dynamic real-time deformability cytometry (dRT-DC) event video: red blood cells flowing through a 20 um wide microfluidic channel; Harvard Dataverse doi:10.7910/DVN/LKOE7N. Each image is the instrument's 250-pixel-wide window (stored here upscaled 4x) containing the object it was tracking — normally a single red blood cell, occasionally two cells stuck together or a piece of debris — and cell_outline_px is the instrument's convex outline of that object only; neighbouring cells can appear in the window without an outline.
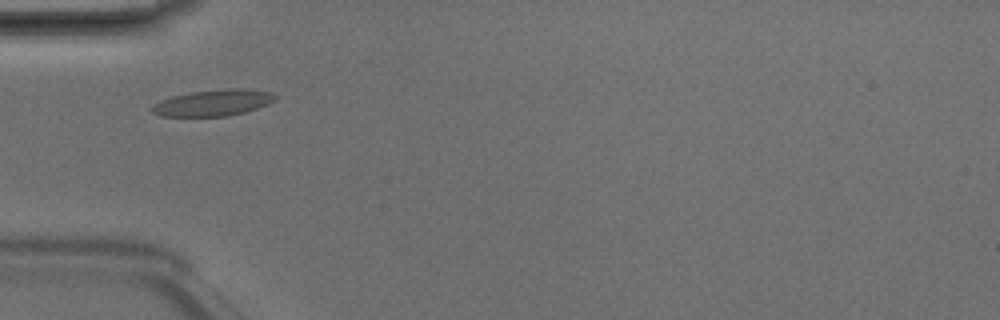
{"species": "Egyptian fruit bat (a non-hibernating species)", "species_latin": "Rousettus aegyptiacus", "temperature_condition": "room temperature", "stored_images_in_passage": 4, "camera_frame_rate_fps": 3000, "um_per_image_px": 0.085, "animal": {"sex": "male"}, "frame": {"image": 1, "passage_image": 2, "time_ms": 0.333, "image_size_px": [1000, 320], "cell_outline_px": [[280, 96], [276, 100], [268, 104], [244, 112], [228, 116], [160, 116], [152, 112], [148, 108], [152, 104], [160, 100], [172, 96], [192, 92], [228, 88], [244, 88], [272, 92]], "centroid_in_image_um": [18.13, 8.73], "position_along_channel_um": 66.9, "area_um2": 19.13}}